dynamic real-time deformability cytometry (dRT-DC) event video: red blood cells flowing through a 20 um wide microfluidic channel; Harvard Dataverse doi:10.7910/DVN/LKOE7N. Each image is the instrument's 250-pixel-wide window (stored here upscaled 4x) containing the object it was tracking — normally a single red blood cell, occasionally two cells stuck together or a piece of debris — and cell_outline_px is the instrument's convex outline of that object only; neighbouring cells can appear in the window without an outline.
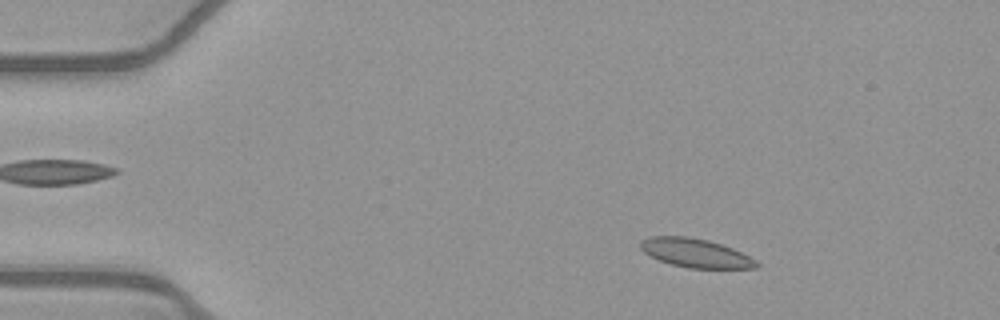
{"species": "common noctule bat (a hibernating species)", "species_latin": "Nyctalus noctula", "temperature_condition": "warm", "stored_images_in_passage": 52, "camera_frame_rate_fps": 3000, "um_per_image_px": 0.085, "animal": {"sex": "female", "body_mass_g": 21.9}, "frame": {"image": 1, "passage_image": 8, "time_ms": 2.333, "image_size_px": [1000, 320], "cell_outline_px": [[760, 264], [756, 268], [688, 268], [672, 264], [660, 260], [644, 252], [640, 248], [640, 240], [648, 236], [688, 236], [708, 240], [732, 248], [756, 260]], "centroid_in_image_um": [59.1, 21.49], "position_along_channel_um": 25.9, "area_um2": 19.36}}
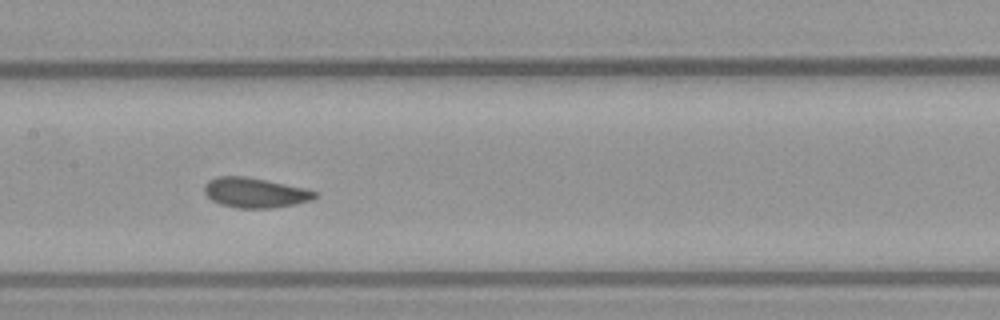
{"frame": {"image": 2, "passage_image": 26, "time_ms": 8.333, "image_size_px": [1000, 320], "cell_outline_px": [[320, 192], [312, 200], [296, 204], [272, 208], [236, 208], [220, 204], [212, 200], [204, 192], [204, 184], [208, 180], [216, 176], [244, 176], [304, 188]], "centroid_in_image_um": [21.67, 16.38], "position_along_channel_um": 185.7, "area_um2": 19.31}}
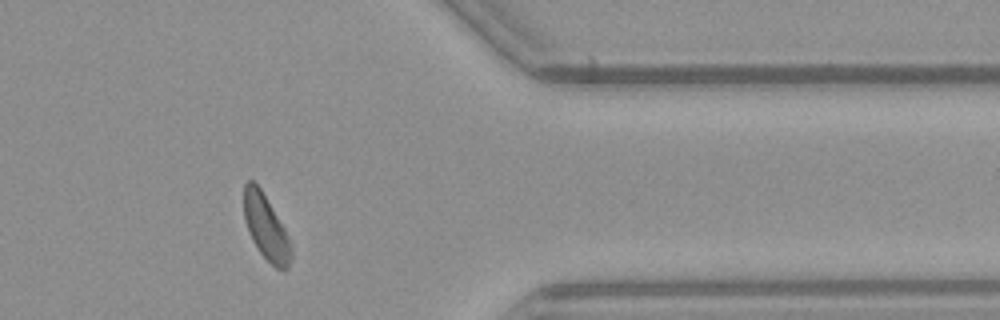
{"frame": {"image": 3, "passage_image": 43, "time_ms": 14.0, "image_size_px": [1000, 320], "cell_outline_px": [[292, 256], [288, 268], [276, 268], [260, 252], [252, 240], [248, 232], [244, 220], [244, 184], [248, 180], [252, 180], [260, 188], [284, 228], [288, 236], [292, 252]], "centroid_in_image_um": [22.59, 19.32], "position_along_channel_um": 388.8, "area_um2": 17.51}, "authors_computed_cell_mechanics": {"area_um2": 19.2763, "velocity_mm_per_s": 3.9051, "shape_relaxation_time_tau1_ms": 4.1685, "shape_relaxation_time_tau2_ms": 0.9995, "deformation_change_tau1": 0.0904, "deformation_change_tau2": 0.0626}}